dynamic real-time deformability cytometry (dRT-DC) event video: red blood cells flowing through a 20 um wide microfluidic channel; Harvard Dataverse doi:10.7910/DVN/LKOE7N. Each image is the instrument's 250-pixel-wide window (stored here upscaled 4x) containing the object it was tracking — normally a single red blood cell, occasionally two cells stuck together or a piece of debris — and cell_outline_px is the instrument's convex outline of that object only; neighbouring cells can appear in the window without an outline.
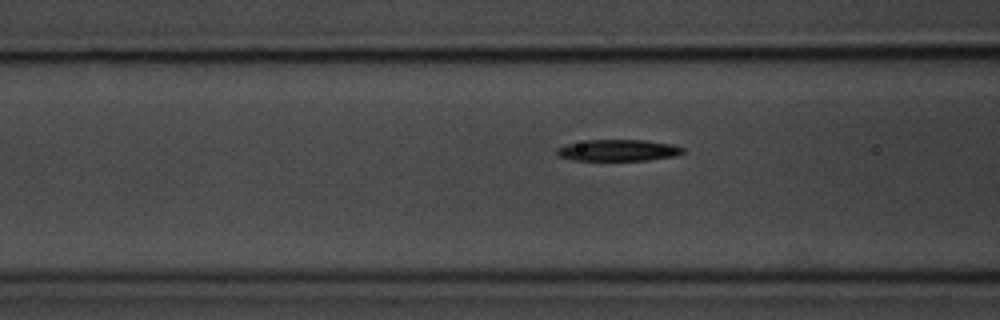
{"species": "common noctule bat (a hibernating species)", "species_latin": "Nyctalus noctula", "temperature_condition": "room temperature", "stored_images_in_passage": 30, "camera_frame_rate_fps": 3000, "um_per_image_px": 0.085, "animal": {"sex": "male", "body_mass_g": 20.1, "forearm_length_mm": 53.5}, "frame": {"image": 1, "passage_image": 6, "time_ms": 1.667, "image_size_px": [1000, 320], "cell_outline_px": [[684, 152], [676, 156], [648, 160], [572, 160], [556, 156], [556, 148], [568, 144], [588, 140], [644, 140], [672, 144], [684, 148]], "centroid_in_image_um": [52.54, 12.78], "position_along_channel_um": 114.1, "area_um2": 15.78}}
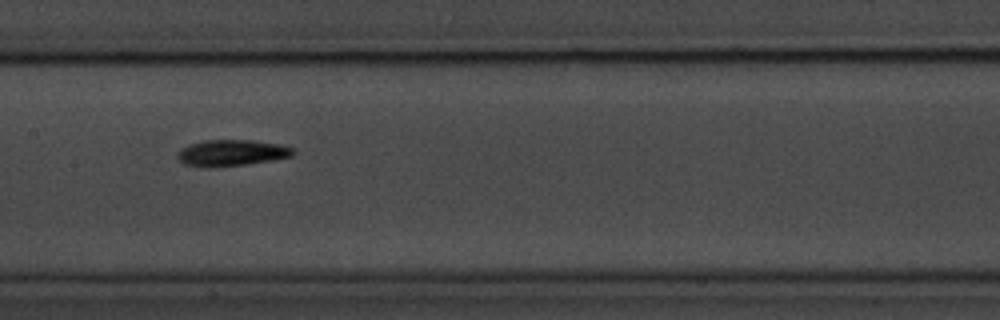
{"frame": {"image": 2, "passage_image": 12, "time_ms": 3.667, "image_size_px": [1000, 320], "cell_outline_px": [[296, 152], [292, 156], [272, 160], [216, 168], [208, 168], [184, 164], [176, 160], [176, 152], [180, 148], [188, 144], [204, 140], [252, 140], [280, 144], [296, 148]], "centroid_in_image_um": [19.64, 13.0], "position_along_channel_um": 187.8, "area_um2": 18.15}}
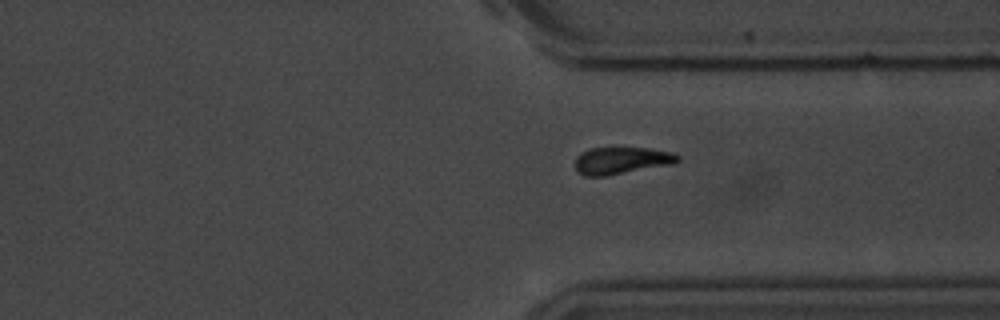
{"frame": {"image": 3, "passage_image": 26, "time_ms": 8.333, "image_size_px": [1000, 320], "cell_outline_px": [[680, 160], [672, 164], [604, 176], [584, 176], [576, 168], [576, 156], [580, 152], [592, 148], [648, 148], [672, 152], [680, 156]], "centroid_in_image_um": [52.83, 13.63], "position_along_channel_um": 358.6, "area_um2": 16.01}}